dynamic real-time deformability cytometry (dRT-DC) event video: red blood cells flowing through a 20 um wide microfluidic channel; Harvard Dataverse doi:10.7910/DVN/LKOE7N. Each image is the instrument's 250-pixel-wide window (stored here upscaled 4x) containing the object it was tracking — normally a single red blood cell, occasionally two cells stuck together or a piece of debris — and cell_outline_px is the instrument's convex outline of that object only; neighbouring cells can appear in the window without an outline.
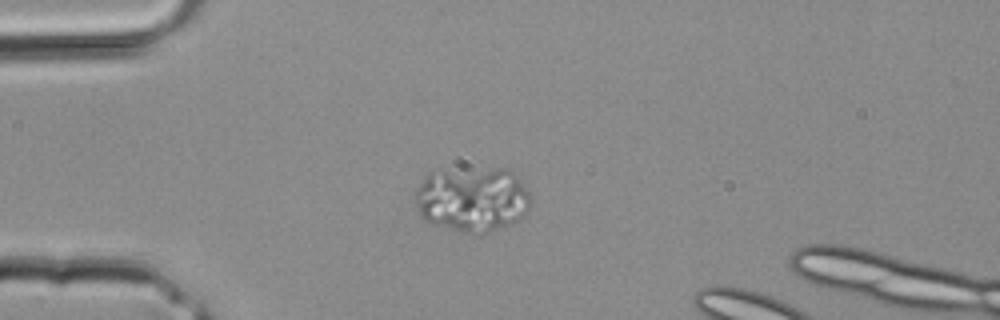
{"species": "common noctule bat (a hibernating species)", "species_latin": "Nyctalus noctula", "temperature_condition": "room temperature", "stored_images_in_passage": 4, "camera_frame_rate_fps": 3000, "um_per_image_px": 0.085, "animal": {"sex": "male", "body_mass_g": 20.4}, "frame": {"image": 1, "passage_image": 3, "time_ms": 0.667, "image_size_px": [1000, 320], "cell_outline_px": [[532, 208], [520, 220], [512, 224], [492, 232], [480, 236], [472, 236], [428, 224], [420, 216], [416, 204], [416, 192], [420, 184], [428, 172], [500, 168], [508, 168], [520, 180], [528, 192], [532, 200]], "centroid_in_image_um": [40.18, 17.02], "position_along_channel_um": 44.8, "area_um2": 44.8}}